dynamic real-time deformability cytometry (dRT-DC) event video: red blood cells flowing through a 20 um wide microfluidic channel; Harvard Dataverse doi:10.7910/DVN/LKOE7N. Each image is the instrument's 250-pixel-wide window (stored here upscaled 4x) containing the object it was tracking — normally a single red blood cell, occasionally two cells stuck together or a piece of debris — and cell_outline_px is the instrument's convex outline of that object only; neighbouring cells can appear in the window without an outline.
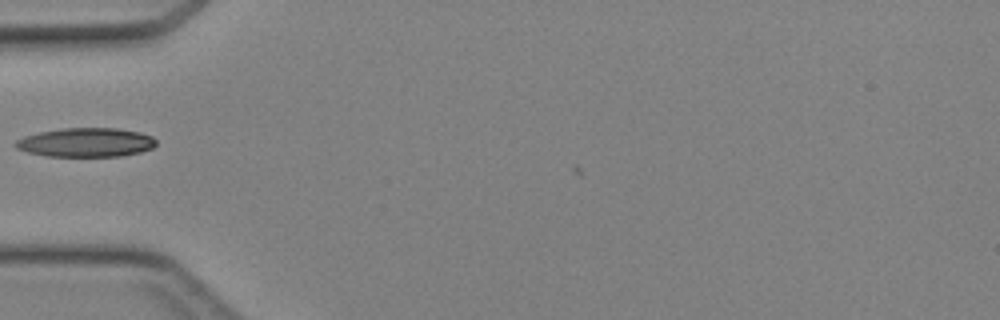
{"species": "Egyptian fruit bat (a non-hibernating species)", "species_latin": "Rousettus aegyptiacus", "temperature_condition": "cold", "stored_images_in_passage": 7, "camera_frame_rate_fps": 3000, "um_per_image_px": 0.085, "animal": {"sex": "female"}, "frame": {"image": 1, "passage_image": 5, "time_ms": 1.333, "image_size_px": [1000, 320], "cell_outline_px": [[156, 144], [152, 148], [140, 152], [120, 156], [48, 156], [28, 152], [16, 148], [12, 144], [16, 140], [24, 136], [40, 132], [60, 128], [116, 128], [140, 132], [152, 136], [156, 140]], "centroid_in_image_um": [7.3, 12.1], "position_along_channel_um": 77.7, "area_um2": 23.81}}